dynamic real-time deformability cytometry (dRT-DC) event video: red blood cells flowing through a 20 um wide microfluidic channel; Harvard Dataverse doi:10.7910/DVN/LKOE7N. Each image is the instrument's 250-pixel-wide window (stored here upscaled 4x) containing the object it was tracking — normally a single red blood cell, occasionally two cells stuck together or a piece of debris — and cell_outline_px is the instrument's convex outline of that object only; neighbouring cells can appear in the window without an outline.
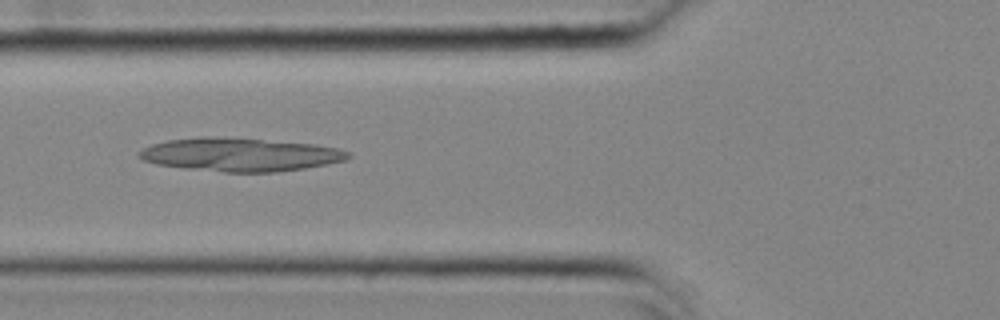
{"species": "common noctule bat (a hibernating species)", "species_latin": "Nyctalus noctula", "temperature_condition": "cold", "stored_images_in_passage": 54, "camera_frame_rate_fps": 3000, "um_per_image_px": 0.085, "animal": {"sex": "female", "body_mass_g": 25.1}, "frame": {"image": 1, "passage_image": 20, "time_ms": 6.333, "image_size_px": [1000, 320], "cell_outline_px": [[352, 156], [344, 160], [304, 168], [276, 172], [224, 172], [184, 168], [156, 164], [144, 160], [136, 156], [136, 152], [152, 144], [168, 140], [200, 136], [216, 136], [316, 144], [340, 148], [352, 152]], "centroid_in_image_um": [20.39, 13.13], "position_along_channel_um": 105.4, "area_um2": 40.81}}
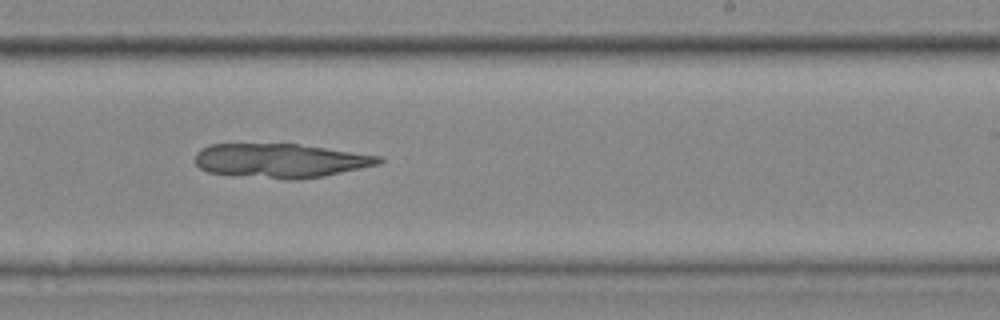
{"frame": {"image": 2, "passage_image": 33, "time_ms": 10.667, "image_size_px": [1000, 320], "cell_outline_px": [[384, 160], [380, 164], [324, 176], [296, 180], [284, 180], [208, 172], [200, 168], [196, 164], [196, 152], [200, 148], [208, 144], [296, 144], [380, 156]], "centroid_in_image_um": [23.82, 13.66], "position_along_channel_um": 265.2, "area_um2": 36.41}}
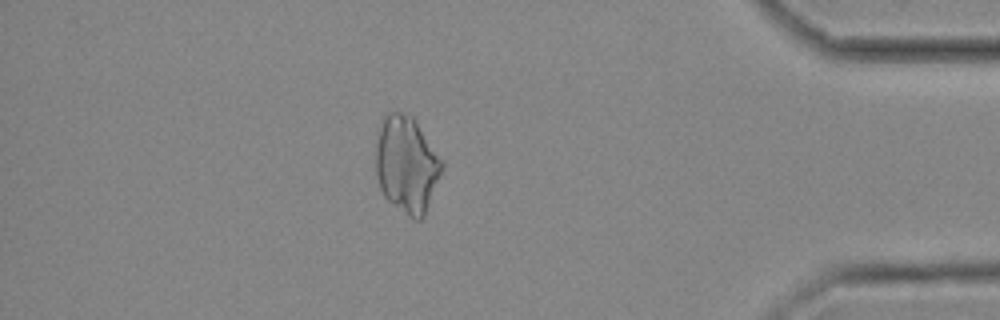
{"frame": {"image": 3, "passage_image": 47, "time_ms": 15.333, "image_size_px": [1000, 320], "cell_outline_px": [[444, 164], [424, 216], [420, 220], [412, 220], [388, 200], [384, 196], [380, 188], [376, 176], [376, 144], [380, 128], [384, 116], [388, 112], [400, 112], [412, 116], [416, 120]], "centroid_in_image_um": [34.55, 13.99], "position_along_channel_um": 400.6, "area_um2": 36.93}}